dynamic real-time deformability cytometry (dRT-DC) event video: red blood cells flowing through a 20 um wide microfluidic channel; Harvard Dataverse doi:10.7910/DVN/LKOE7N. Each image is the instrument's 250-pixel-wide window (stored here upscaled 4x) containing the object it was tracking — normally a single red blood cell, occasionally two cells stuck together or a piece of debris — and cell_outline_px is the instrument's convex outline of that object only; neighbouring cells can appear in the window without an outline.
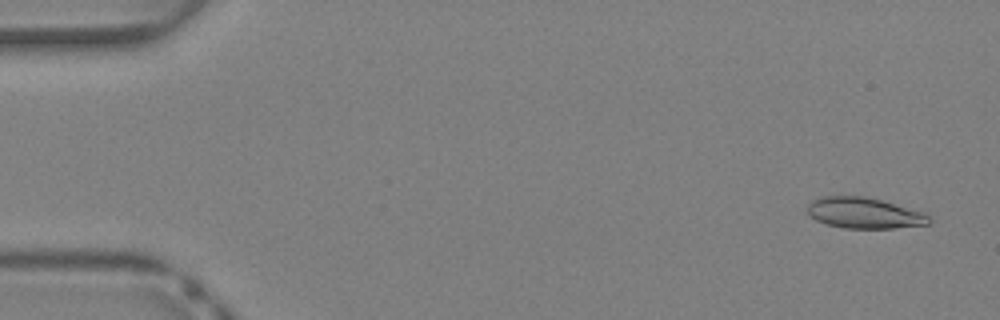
{"species": "Egyptian fruit bat (a non-hibernating species)", "species_latin": "Rousettus aegyptiacus", "temperature_condition": "warm", "stored_images_in_passage": 40, "camera_frame_rate_fps": 3000, "um_per_image_px": 0.085, "animal": {"sex": "female"}, "frame": {"image": 1, "passage_image": 2, "time_ms": 0.333, "image_size_px": [1000, 320], "cell_outline_px": [[932, 224], [892, 228], [844, 228], [828, 224], [816, 220], [808, 212], [808, 204], [812, 200], [824, 196], [864, 196], [880, 200], [920, 212], [928, 216], [932, 220]], "centroid_in_image_um": [73.44, 18.11], "position_along_channel_um": 11.6, "area_um2": 21.5}}
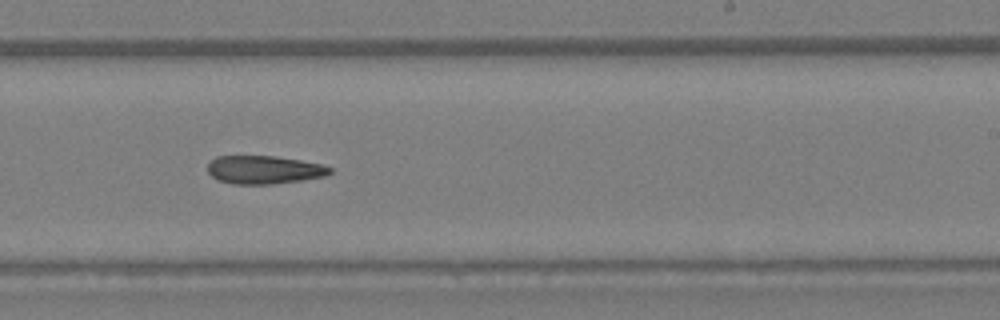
{"frame": {"image": 2, "passage_image": 25, "time_ms": 8.0, "image_size_px": [1000, 320], "cell_outline_px": [[332, 172], [324, 176], [300, 180], [272, 184], [232, 184], [220, 180], [212, 176], [208, 172], [208, 164], [216, 156], [272, 156], [300, 160], [320, 164], [332, 168]], "centroid_in_image_um": [22.43, 14.43], "position_along_channel_um": 266.6, "area_um2": 19.88}}
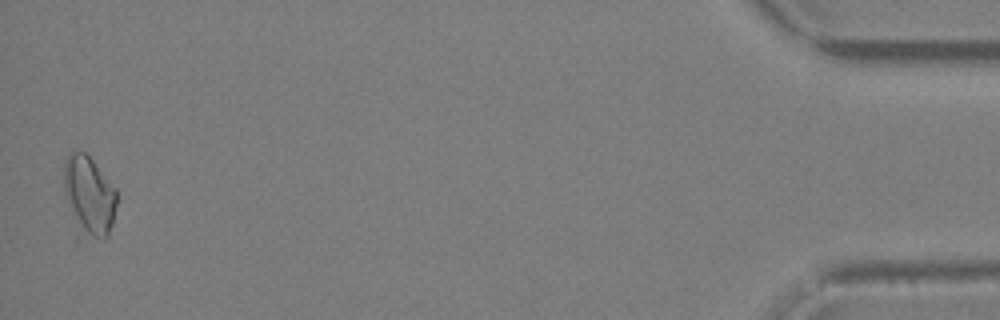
{"frame": {"image": 3, "passage_image": 40, "time_ms": 13.0, "image_size_px": [1000, 320], "cell_outline_px": [[116, 204], [112, 224], [108, 236], [104, 240], [84, 236], [64, 192], [64, 160], [68, 152], [84, 152], [92, 160], [116, 188]], "centroid_in_image_um": [7.6, 16.59], "position_along_channel_um": 427.6, "area_um2": 23.76}}